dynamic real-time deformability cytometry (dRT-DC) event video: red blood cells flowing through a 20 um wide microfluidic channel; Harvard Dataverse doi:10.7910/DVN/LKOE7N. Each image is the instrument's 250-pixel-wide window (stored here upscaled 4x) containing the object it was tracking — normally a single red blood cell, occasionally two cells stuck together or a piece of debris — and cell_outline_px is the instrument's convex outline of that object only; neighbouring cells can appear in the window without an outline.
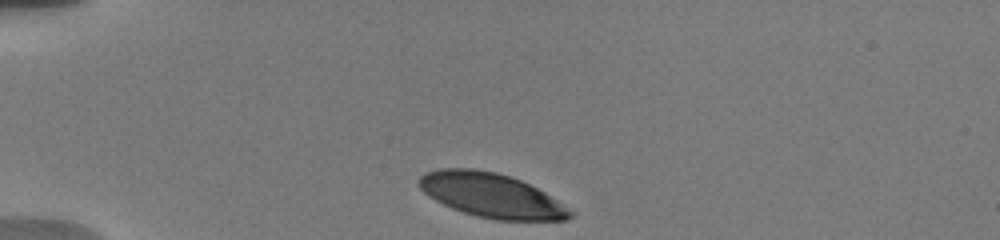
{"species": "human", "species_latin": "Homo sapiens", "temperature_condition": "warm", "stored_images_in_passage": 7, "camera_frame_rate_fps": 3000, "um_per_image_px": 0.085, "donor": {"sex": "male"}, "frame": {"image": 1, "passage_image": 1, "time_ms": 0.0, "image_size_px": [1000, 240], "cell_outline_px": [[576, 212], [568, 220], [496, 220], [476, 216], [452, 208], [428, 196], [416, 184], [416, 180], [424, 172], [440, 168], [472, 168], [496, 172], [520, 180], [544, 192]], "centroid_in_image_um": [41.74, 16.6], "position_along_channel_um": 43.3, "area_um2": 39.07}}
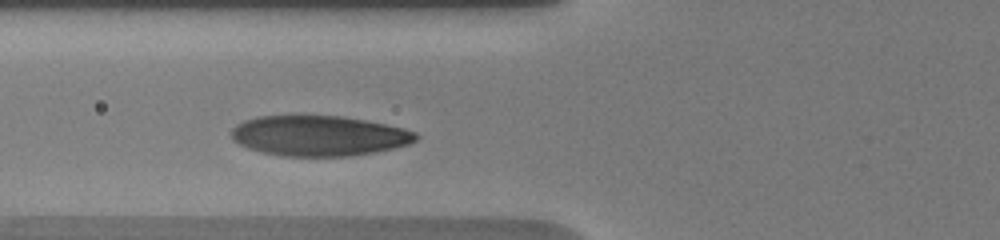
{"frame": {"image": 2, "passage_image": 6, "time_ms": 2.667, "image_size_px": [1000, 240], "cell_outline_px": [[420, 136], [416, 140], [408, 144], [392, 148], [372, 152], [348, 156], [284, 156], [260, 152], [248, 148], [232, 140], [232, 128], [236, 124], [244, 120], [256, 116], [344, 116], [404, 128], [416, 132]], "centroid_in_image_um": [27.08, 11.54], "position_along_channel_um": 98.7, "area_um2": 43.23}}
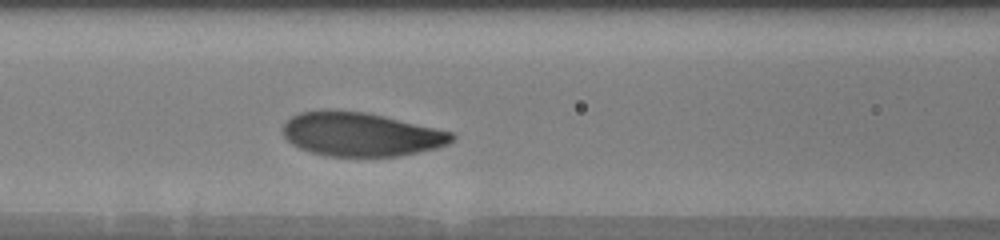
{"frame": {"image": 3, "passage_image": 7, "time_ms": 3.667, "image_size_px": [1000, 240], "cell_outline_px": [[456, 136], [448, 144], [436, 148], [400, 156], [324, 156], [300, 148], [292, 144], [280, 132], [280, 128], [292, 116], [300, 112], [324, 108], [328, 108], [364, 112], [384, 116], [452, 132]], "centroid_in_image_um": [30.61, 11.4], "position_along_channel_um": 136.0, "area_um2": 43.47}}